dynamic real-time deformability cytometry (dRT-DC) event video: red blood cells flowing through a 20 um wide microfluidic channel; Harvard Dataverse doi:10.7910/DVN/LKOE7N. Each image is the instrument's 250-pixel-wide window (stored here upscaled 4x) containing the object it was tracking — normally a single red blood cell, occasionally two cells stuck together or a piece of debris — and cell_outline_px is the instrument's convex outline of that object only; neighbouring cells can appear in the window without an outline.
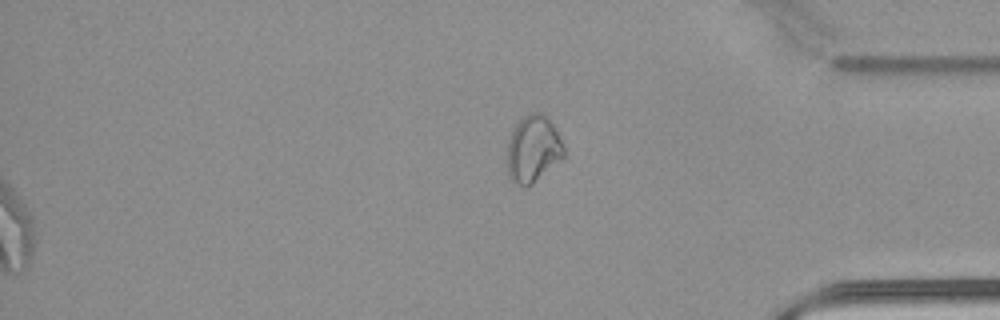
{"species": "common noctule bat (a hibernating species)", "species_latin": "Nyctalus noctula", "temperature_condition": "warm", "stored_images_in_passage": 46, "segment_of_instrument_passage": [2, 2], "camera_frame_rate_fps": 3000, "um_per_image_px": 0.085, "animal": {"sex": "male", "body_mass_g": 21.5, "forearm_length_mm": 52.0}, "frame": {"image": 1, "passage_image": 46, "time_ms": 15.0, "image_size_px": [1000, 320], "cell_outline_px": [[564, 160], [532, 184], [524, 188], [516, 184], [508, 176], [508, 140], [516, 124], [524, 116], [532, 112], [540, 112], [548, 116], [564, 148]], "centroid_in_image_um": [45.33, 12.7], "position_along_channel_um": 389.9, "area_um2": 22.2}}